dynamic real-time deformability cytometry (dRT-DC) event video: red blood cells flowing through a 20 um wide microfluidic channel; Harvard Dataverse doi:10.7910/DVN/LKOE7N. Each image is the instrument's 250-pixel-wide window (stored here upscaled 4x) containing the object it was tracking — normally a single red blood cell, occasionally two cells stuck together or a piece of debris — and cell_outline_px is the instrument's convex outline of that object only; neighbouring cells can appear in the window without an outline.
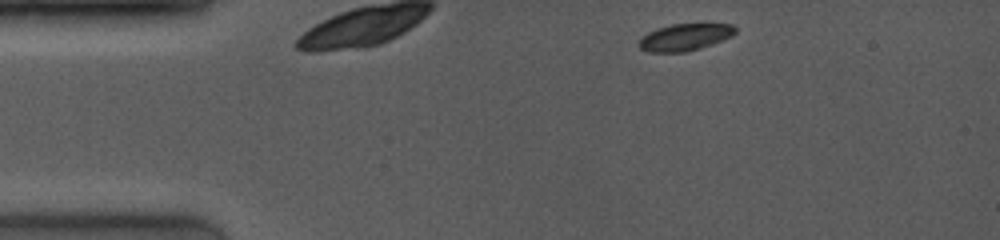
{"species": "common noctule bat (a hibernating species)", "species_latin": "Nyctalus noctula", "temperature_condition": "room temperature", "stored_images_in_passage": 6, "camera_frame_rate_fps": 4000, "um_per_image_px": 0.085, "animal": {"sex": "female", "body_mass_g": 19.0, "forearm_length_mm": 53.3}, "frame": {"image": 1, "passage_image": 1, "time_ms": 0.0, "image_size_px": [1000, 240], "cell_outline_px": [[736, 32], [732, 36], [712, 44], [700, 48], [684, 52], [648, 52], [640, 48], [636, 44], [640, 36], [656, 28], [672, 24], [732, 24], [736, 28]], "centroid_in_image_um": [58.16, 3.16], "position_along_channel_um": 26.8, "area_um2": 15.26}}
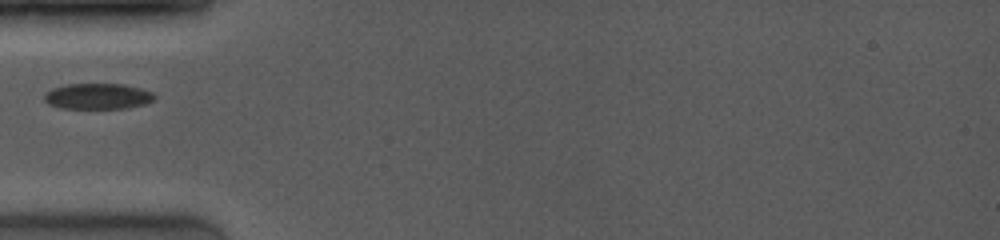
{"frame": {"image": 2, "passage_image": 4, "time_ms": 2.75, "image_size_px": [1000, 240], "cell_outline_px": [[156, 96], [152, 100], [144, 104], [124, 108], [60, 108], [48, 104], [44, 100], [44, 92], [52, 88], [68, 84], [124, 84], [140, 88], [152, 92]], "centroid_in_image_um": [8.27, 8.18], "position_along_channel_um": 76.7, "area_um2": 16.53}}